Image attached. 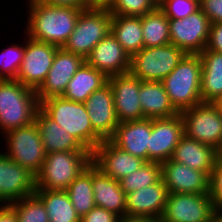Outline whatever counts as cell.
<instances>
[{"instance_id": "cell-22", "label": "cell", "mask_w": 222, "mask_h": 222, "mask_svg": "<svg viewBox=\"0 0 222 222\" xmlns=\"http://www.w3.org/2000/svg\"><path fill=\"white\" fill-rule=\"evenodd\" d=\"M167 195V187L162 178L151 186L126 194V216L161 218Z\"/></svg>"}, {"instance_id": "cell-41", "label": "cell", "mask_w": 222, "mask_h": 222, "mask_svg": "<svg viewBox=\"0 0 222 222\" xmlns=\"http://www.w3.org/2000/svg\"><path fill=\"white\" fill-rule=\"evenodd\" d=\"M222 54V23L210 24L206 48Z\"/></svg>"}, {"instance_id": "cell-47", "label": "cell", "mask_w": 222, "mask_h": 222, "mask_svg": "<svg viewBox=\"0 0 222 222\" xmlns=\"http://www.w3.org/2000/svg\"><path fill=\"white\" fill-rule=\"evenodd\" d=\"M218 109L219 113L222 115V96L218 97L214 102H212Z\"/></svg>"}, {"instance_id": "cell-27", "label": "cell", "mask_w": 222, "mask_h": 222, "mask_svg": "<svg viewBox=\"0 0 222 222\" xmlns=\"http://www.w3.org/2000/svg\"><path fill=\"white\" fill-rule=\"evenodd\" d=\"M108 82V78L100 71L84 62L70 79L62 95L65 99L85 102L96 90Z\"/></svg>"}, {"instance_id": "cell-34", "label": "cell", "mask_w": 222, "mask_h": 222, "mask_svg": "<svg viewBox=\"0 0 222 222\" xmlns=\"http://www.w3.org/2000/svg\"><path fill=\"white\" fill-rule=\"evenodd\" d=\"M9 205L17 213L18 222H49L46 208L35 193Z\"/></svg>"}, {"instance_id": "cell-25", "label": "cell", "mask_w": 222, "mask_h": 222, "mask_svg": "<svg viewBox=\"0 0 222 222\" xmlns=\"http://www.w3.org/2000/svg\"><path fill=\"white\" fill-rule=\"evenodd\" d=\"M35 123L37 124L43 146L46 153L62 151H89L78 140L69 134L53 119H51L40 107L36 112Z\"/></svg>"}, {"instance_id": "cell-38", "label": "cell", "mask_w": 222, "mask_h": 222, "mask_svg": "<svg viewBox=\"0 0 222 222\" xmlns=\"http://www.w3.org/2000/svg\"><path fill=\"white\" fill-rule=\"evenodd\" d=\"M209 196L215 209H222V161H216L210 174Z\"/></svg>"}, {"instance_id": "cell-3", "label": "cell", "mask_w": 222, "mask_h": 222, "mask_svg": "<svg viewBox=\"0 0 222 222\" xmlns=\"http://www.w3.org/2000/svg\"><path fill=\"white\" fill-rule=\"evenodd\" d=\"M40 107L36 91L17 80H0V133L35 121Z\"/></svg>"}, {"instance_id": "cell-43", "label": "cell", "mask_w": 222, "mask_h": 222, "mask_svg": "<svg viewBox=\"0 0 222 222\" xmlns=\"http://www.w3.org/2000/svg\"><path fill=\"white\" fill-rule=\"evenodd\" d=\"M0 222H18L17 213L9 204H0Z\"/></svg>"}, {"instance_id": "cell-1", "label": "cell", "mask_w": 222, "mask_h": 222, "mask_svg": "<svg viewBox=\"0 0 222 222\" xmlns=\"http://www.w3.org/2000/svg\"><path fill=\"white\" fill-rule=\"evenodd\" d=\"M25 34L37 41L63 47L75 29L83 9L51 6L47 3L28 5Z\"/></svg>"}, {"instance_id": "cell-30", "label": "cell", "mask_w": 222, "mask_h": 222, "mask_svg": "<svg viewBox=\"0 0 222 222\" xmlns=\"http://www.w3.org/2000/svg\"><path fill=\"white\" fill-rule=\"evenodd\" d=\"M34 193L42 200L49 222H80L66 190L36 189Z\"/></svg>"}, {"instance_id": "cell-17", "label": "cell", "mask_w": 222, "mask_h": 222, "mask_svg": "<svg viewBox=\"0 0 222 222\" xmlns=\"http://www.w3.org/2000/svg\"><path fill=\"white\" fill-rule=\"evenodd\" d=\"M93 130L109 140L120 123L114 108L113 92L109 82L94 91L84 102Z\"/></svg>"}, {"instance_id": "cell-19", "label": "cell", "mask_w": 222, "mask_h": 222, "mask_svg": "<svg viewBox=\"0 0 222 222\" xmlns=\"http://www.w3.org/2000/svg\"><path fill=\"white\" fill-rule=\"evenodd\" d=\"M161 178L168 193L209 194L210 177L171 159L161 163Z\"/></svg>"}, {"instance_id": "cell-46", "label": "cell", "mask_w": 222, "mask_h": 222, "mask_svg": "<svg viewBox=\"0 0 222 222\" xmlns=\"http://www.w3.org/2000/svg\"><path fill=\"white\" fill-rule=\"evenodd\" d=\"M212 222H222V209H216L213 217Z\"/></svg>"}, {"instance_id": "cell-16", "label": "cell", "mask_w": 222, "mask_h": 222, "mask_svg": "<svg viewBox=\"0 0 222 222\" xmlns=\"http://www.w3.org/2000/svg\"><path fill=\"white\" fill-rule=\"evenodd\" d=\"M120 123L144 118L139 101L140 79L130 72L108 78Z\"/></svg>"}, {"instance_id": "cell-21", "label": "cell", "mask_w": 222, "mask_h": 222, "mask_svg": "<svg viewBox=\"0 0 222 222\" xmlns=\"http://www.w3.org/2000/svg\"><path fill=\"white\" fill-rule=\"evenodd\" d=\"M152 131V119L143 118L119 123L109 139L120 149L149 162V136Z\"/></svg>"}, {"instance_id": "cell-14", "label": "cell", "mask_w": 222, "mask_h": 222, "mask_svg": "<svg viewBox=\"0 0 222 222\" xmlns=\"http://www.w3.org/2000/svg\"><path fill=\"white\" fill-rule=\"evenodd\" d=\"M35 190V175L0 151V204L18 201Z\"/></svg>"}, {"instance_id": "cell-28", "label": "cell", "mask_w": 222, "mask_h": 222, "mask_svg": "<svg viewBox=\"0 0 222 222\" xmlns=\"http://www.w3.org/2000/svg\"><path fill=\"white\" fill-rule=\"evenodd\" d=\"M199 55L202 62V102H214L222 96V54L204 49Z\"/></svg>"}, {"instance_id": "cell-50", "label": "cell", "mask_w": 222, "mask_h": 222, "mask_svg": "<svg viewBox=\"0 0 222 222\" xmlns=\"http://www.w3.org/2000/svg\"><path fill=\"white\" fill-rule=\"evenodd\" d=\"M157 5H160L164 0H154Z\"/></svg>"}, {"instance_id": "cell-6", "label": "cell", "mask_w": 222, "mask_h": 222, "mask_svg": "<svg viewBox=\"0 0 222 222\" xmlns=\"http://www.w3.org/2000/svg\"><path fill=\"white\" fill-rule=\"evenodd\" d=\"M111 22L112 15L107 8L83 9L63 48L86 59L91 50L111 32Z\"/></svg>"}, {"instance_id": "cell-42", "label": "cell", "mask_w": 222, "mask_h": 222, "mask_svg": "<svg viewBox=\"0 0 222 222\" xmlns=\"http://www.w3.org/2000/svg\"><path fill=\"white\" fill-rule=\"evenodd\" d=\"M45 3L51 6H63L79 9L89 8L87 0H47Z\"/></svg>"}, {"instance_id": "cell-48", "label": "cell", "mask_w": 222, "mask_h": 222, "mask_svg": "<svg viewBox=\"0 0 222 222\" xmlns=\"http://www.w3.org/2000/svg\"><path fill=\"white\" fill-rule=\"evenodd\" d=\"M216 161H222V141L216 149Z\"/></svg>"}, {"instance_id": "cell-23", "label": "cell", "mask_w": 222, "mask_h": 222, "mask_svg": "<svg viewBox=\"0 0 222 222\" xmlns=\"http://www.w3.org/2000/svg\"><path fill=\"white\" fill-rule=\"evenodd\" d=\"M92 186L96 206L103 207L120 218L126 216V193L119 181L106 175L93 162Z\"/></svg>"}, {"instance_id": "cell-18", "label": "cell", "mask_w": 222, "mask_h": 222, "mask_svg": "<svg viewBox=\"0 0 222 222\" xmlns=\"http://www.w3.org/2000/svg\"><path fill=\"white\" fill-rule=\"evenodd\" d=\"M92 162L106 175L119 181L137 171L146 161L120 149L110 140H103L92 153Z\"/></svg>"}, {"instance_id": "cell-20", "label": "cell", "mask_w": 222, "mask_h": 222, "mask_svg": "<svg viewBox=\"0 0 222 222\" xmlns=\"http://www.w3.org/2000/svg\"><path fill=\"white\" fill-rule=\"evenodd\" d=\"M130 59L129 55L110 32L91 50L85 62L109 78L128 73Z\"/></svg>"}, {"instance_id": "cell-2", "label": "cell", "mask_w": 222, "mask_h": 222, "mask_svg": "<svg viewBox=\"0 0 222 222\" xmlns=\"http://www.w3.org/2000/svg\"><path fill=\"white\" fill-rule=\"evenodd\" d=\"M40 108L60 127L73 135L90 152H94L103 139L93 130L83 102H75L62 96L50 97L40 102Z\"/></svg>"}, {"instance_id": "cell-4", "label": "cell", "mask_w": 222, "mask_h": 222, "mask_svg": "<svg viewBox=\"0 0 222 222\" xmlns=\"http://www.w3.org/2000/svg\"><path fill=\"white\" fill-rule=\"evenodd\" d=\"M202 62L199 54H186L161 82L174 108L180 113L202 103Z\"/></svg>"}, {"instance_id": "cell-9", "label": "cell", "mask_w": 222, "mask_h": 222, "mask_svg": "<svg viewBox=\"0 0 222 222\" xmlns=\"http://www.w3.org/2000/svg\"><path fill=\"white\" fill-rule=\"evenodd\" d=\"M184 134L215 150L222 141V115L212 102H202L180 112Z\"/></svg>"}, {"instance_id": "cell-36", "label": "cell", "mask_w": 222, "mask_h": 222, "mask_svg": "<svg viewBox=\"0 0 222 222\" xmlns=\"http://www.w3.org/2000/svg\"><path fill=\"white\" fill-rule=\"evenodd\" d=\"M157 7L154 0H113L107 9L111 15L141 17Z\"/></svg>"}, {"instance_id": "cell-15", "label": "cell", "mask_w": 222, "mask_h": 222, "mask_svg": "<svg viewBox=\"0 0 222 222\" xmlns=\"http://www.w3.org/2000/svg\"><path fill=\"white\" fill-rule=\"evenodd\" d=\"M183 135L184 123L180 113L169 118L152 119L149 162L163 163L169 160Z\"/></svg>"}, {"instance_id": "cell-49", "label": "cell", "mask_w": 222, "mask_h": 222, "mask_svg": "<svg viewBox=\"0 0 222 222\" xmlns=\"http://www.w3.org/2000/svg\"><path fill=\"white\" fill-rule=\"evenodd\" d=\"M47 0H27V2H29V3H27V6H28V4L29 5H33V4H36V3H45Z\"/></svg>"}, {"instance_id": "cell-29", "label": "cell", "mask_w": 222, "mask_h": 222, "mask_svg": "<svg viewBox=\"0 0 222 222\" xmlns=\"http://www.w3.org/2000/svg\"><path fill=\"white\" fill-rule=\"evenodd\" d=\"M111 33L130 58L144 48L141 17L112 15Z\"/></svg>"}, {"instance_id": "cell-13", "label": "cell", "mask_w": 222, "mask_h": 222, "mask_svg": "<svg viewBox=\"0 0 222 222\" xmlns=\"http://www.w3.org/2000/svg\"><path fill=\"white\" fill-rule=\"evenodd\" d=\"M85 59L80 55L58 48L52 66L41 86L36 90L38 102L62 96L70 79L75 75Z\"/></svg>"}, {"instance_id": "cell-7", "label": "cell", "mask_w": 222, "mask_h": 222, "mask_svg": "<svg viewBox=\"0 0 222 222\" xmlns=\"http://www.w3.org/2000/svg\"><path fill=\"white\" fill-rule=\"evenodd\" d=\"M2 137L6 141L4 146L7 147L4 154L36 175L47 153L35 121L24 127L10 129Z\"/></svg>"}, {"instance_id": "cell-35", "label": "cell", "mask_w": 222, "mask_h": 222, "mask_svg": "<svg viewBox=\"0 0 222 222\" xmlns=\"http://www.w3.org/2000/svg\"><path fill=\"white\" fill-rule=\"evenodd\" d=\"M12 44L0 53V80H15L24 57V42Z\"/></svg>"}, {"instance_id": "cell-10", "label": "cell", "mask_w": 222, "mask_h": 222, "mask_svg": "<svg viewBox=\"0 0 222 222\" xmlns=\"http://www.w3.org/2000/svg\"><path fill=\"white\" fill-rule=\"evenodd\" d=\"M25 36L24 57L15 80L36 91L47 77L59 47Z\"/></svg>"}, {"instance_id": "cell-5", "label": "cell", "mask_w": 222, "mask_h": 222, "mask_svg": "<svg viewBox=\"0 0 222 222\" xmlns=\"http://www.w3.org/2000/svg\"><path fill=\"white\" fill-rule=\"evenodd\" d=\"M91 163L90 151L47 153L41 169L35 175V187L44 190H66Z\"/></svg>"}, {"instance_id": "cell-51", "label": "cell", "mask_w": 222, "mask_h": 222, "mask_svg": "<svg viewBox=\"0 0 222 222\" xmlns=\"http://www.w3.org/2000/svg\"><path fill=\"white\" fill-rule=\"evenodd\" d=\"M116 222H123V217L119 218Z\"/></svg>"}, {"instance_id": "cell-40", "label": "cell", "mask_w": 222, "mask_h": 222, "mask_svg": "<svg viewBox=\"0 0 222 222\" xmlns=\"http://www.w3.org/2000/svg\"><path fill=\"white\" fill-rule=\"evenodd\" d=\"M200 9L206 14L211 24L222 23V0H202Z\"/></svg>"}, {"instance_id": "cell-11", "label": "cell", "mask_w": 222, "mask_h": 222, "mask_svg": "<svg viewBox=\"0 0 222 222\" xmlns=\"http://www.w3.org/2000/svg\"><path fill=\"white\" fill-rule=\"evenodd\" d=\"M214 202L209 194L168 193L162 222H212Z\"/></svg>"}, {"instance_id": "cell-45", "label": "cell", "mask_w": 222, "mask_h": 222, "mask_svg": "<svg viewBox=\"0 0 222 222\" xmlns=\"http://www.w3.org/2000/svg\"><path fill=\"white\" fill-rule=\"evenodd\" d=\"M113 0H87L89 7L108 8Z\"/></svg>"}, {"instance_id": "cell-8", "label": "cell", "mask_w": 222, "mask_h": 222, "mask_svg": "<svg viewBox=\"0 0 222 222\" xmlns=\"http://www.w3.org/2000/svg\"><path fill=\"white\" fill-rule=\"evenodd\" d=\"M186 53L173 44L144 47L130 59L129 72L141 81H162Z\"/></svg>"}, {"instance_id": "cell-32", "label": "cell", "mask_w": 222, "mask_h": 222, "mask_svg": "<svg viewBox=\"0 0 222 222\" xmlns=\"http://www.w3.org/2000/svg\"><path fill=\"white\" fill-rule=\"evenodd\" d=\"M66 192L80 218L96 206L92 186V163L76 177Z\"/></svg>"}, {"instance_id": "cell-26", "label": "cell", "mask_w": 222, "mask_h": 222, "mask_svg": "<svg viewBox=\"0 0 222 222\" xmlns=\"http://www.w3.org/2000/svg\"><path fill=\"white\" fill-rule=\"evenodd\" d=\"M139 101L144 118H169L179 114L160 81H141Z\"/></svg>"}, {"instance_id": "cell-44", "label": "cell", "mask_w": 222, "mask_h": 222, "mask_svg": "<svg viewBox=\"0 0 222 222\" xmlns=\"http://www.w3.org/2000/svg\"><path fill=\"white\" fill-rule=\"evenodd\" d=\"M123 222H162L158 217L123 216Z\"/></svg>"}, {"instance_id": "cell-31", "label": "cell", "mask_w": 222, "mask_h": 222, "mask_svg": "<svg viewBox=\"0 0 222 222\" xmlns=\"http://www.w3.org/2000/svg\"><path fill=\"white\" fill-rule=\"evenodd\" d=\"M144 47L170 44L169 18L157 7L141 16Z\"/></svg>"}, {"instance_id": "cell-37", "label": "cell", "mask_w": 222, "mask_h": 222, "mask_svg": "<svg viewBox=\"0 0 222 222\" xmlns=\"http://www.w3.org/2000/svg\"><path fill=\"white\" fill-rule=\"evenodd\" d=\"M158 7L169 19H183L200 9L199 0H164Z\"/></svg>"}, {"instance_id": "cell-39", "label": "cell", "mask_w": 222, "mask_h": 222, "mask_svg": "<svg viewBox=\"0 0 222 222\" xmlns=\"http://www.w3.org/2000/svg\"><path fill=\"white\" fill-rule=\"evenodd\" d=\"M120 217L103 207L95 206L80 218V222H116Z\"/></svg>"}, {"instance_id": "cell-12", "label": "cell", "mask_w": 222, "mask_h": 222, "mask_svg": "<svg viewBox=\"0 0 222 222\" xmlns=\"http://www.w3.org/2000/svg\"><path fill=\"white\" fill-rule=\"evenodd\" d=\"M210 21L201 10L183 19H169L170 43L186 54H200L207 45Z\"/></svg>"}, {"instance_id": "cell-24", "label": "cell", "mask_w": 222, "mask_h": 222, "mask_svg": "<svg viewBox=\"0 0 222 222\" xmlns=\"http://www.w3.org/2000/svg\"><path fill=\"white\" fill-rule=\"evenodd\" d=\"M170 159L191 169L200 170L210 177L216 162V150L184 134Z\"/></svg>"}, {"instance_id": "cell-33", "label": "cell", "mask_w": 222, "mask_h": 222, "mask_svg": "<svg viewBox=\"0 0 222 222\" xmlns=\"http://www.w3.org/2000/svg\"><path fill=\"white\" fill-rule=\"evenodd\" d=\"M161 163L145 162L137 171L119 180L126 194L151 186L161 179Z\"/></svg>"}]
</instances>
